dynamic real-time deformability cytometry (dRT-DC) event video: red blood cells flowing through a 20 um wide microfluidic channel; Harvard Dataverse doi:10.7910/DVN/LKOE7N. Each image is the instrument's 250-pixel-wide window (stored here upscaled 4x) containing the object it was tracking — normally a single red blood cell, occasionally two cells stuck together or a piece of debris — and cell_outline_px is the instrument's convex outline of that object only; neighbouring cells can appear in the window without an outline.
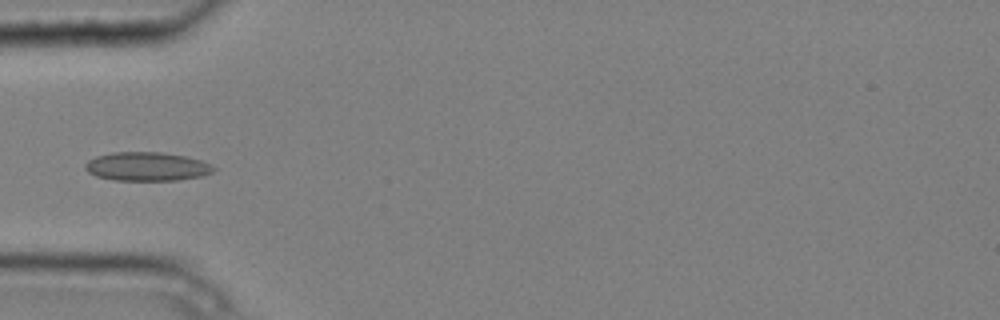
{"species": "common noctule bat (a hibernating species)", "species_latin": "Nyctalus noctula", "temperature_condition": "cold", "stored_images_in_passage": 4, "camera_frame_rate_fps": 3000, "um_per_image_px": 0.085, "animal": {"sex": "male", "body_mass_g": 20.4}, "frame": {"image": 1, "passage_image": 4, "time_ms": 1.0, "image_size_px": [1000, 320], "cell_outline_px": [[216, 168], [212, 172], [204, 176], [176, 180], [116, 180], [96, 176], [88, 172], [84, 168], [84, 164], [88, 160], [96, 156], [112, 152], [160, 152], [184, 156], [200, 160]], "centroid_in_image_um": [12.45, 14.15], "position_along_channel_um": 72.5, "area_um2": 21.44}}